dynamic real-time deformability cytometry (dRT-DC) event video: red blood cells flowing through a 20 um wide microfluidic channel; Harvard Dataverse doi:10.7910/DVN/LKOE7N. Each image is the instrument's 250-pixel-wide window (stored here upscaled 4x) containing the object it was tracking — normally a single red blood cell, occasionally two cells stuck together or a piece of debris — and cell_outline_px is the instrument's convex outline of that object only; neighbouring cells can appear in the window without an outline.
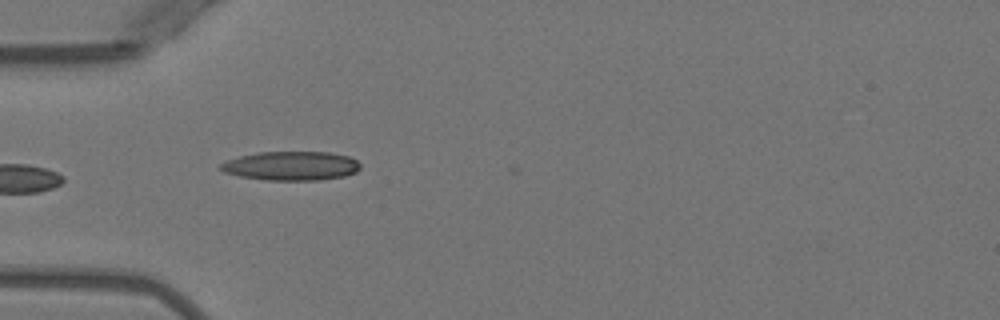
{"species": "Egyptian fruit bat (a non-hibernating species)", "species_latin": "Rousettus aegyptiacus", "temperature_condition": "warm", "stored_images_in_passage": 6, "camera_frame_rate_fps": 3000, "um_per_image_px": 0.085, "animal": {"sex": "female"}, "frame": {"image": 1, "passage_image": 4, "time_ms": 3.333, "image_size_px": [1000, 320], "cell_outline_px": [[360, 168], [356, 172], [344, 176], [320, 180], [268, 180], [240, 176], [224, 172], [220, 168], [220, 164], [228, 160], [240, 156], [260, 152], [328, 152], [348, 156], [356, 160], [360, 164]], "centroid_in_image_um": [24.77, 14.1], "position_along_channel_um": 60.2, "area_um2": 23.47}}
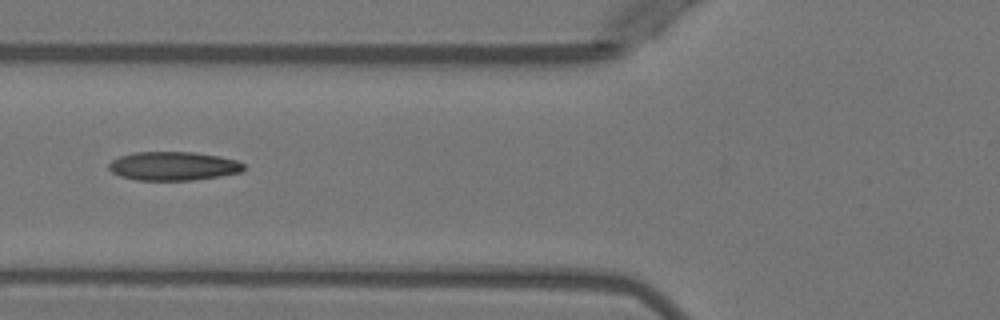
{"frame": {"image": 2, "passage_image": 5, "time_ms": 4.667, "image_size_px": [1000, 320], "cell_outline_px": [[244, 172], [220, 176], [192, 180], [136, 180], [120, 176], [112, 172], [108, 168], [108, 164], [112, 160], [120, 156], [132, 152], [192, 152], [220, 156], [236, 160], [244, 164]], "centroid_in_image_um": [14.73, 14.11], "position_along_channel_um": 111.1, "area_um2": 22.72}}
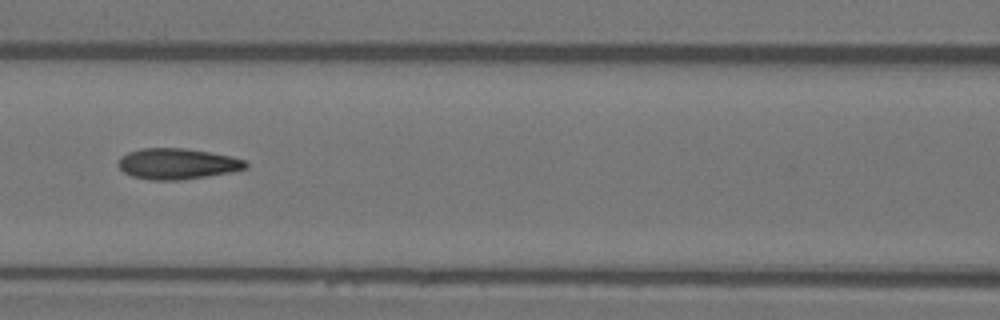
{"frame": {"image": 3, "passage_image": 6, "time_ms": 5.667, "image_size_px": [1000, 320], "cell_outline_px": [[248, 168], [232, 172], [180, 180], [152, 180], [132, 176], [124, 172], [116, 164], [120, 156], [128, 152], [140, 148], [184, 148], [208, 152], [228, 156], [244, 160], [248, 164]], "centroid_in_image_um": [15.03, 13.92], "position_along_channel_um": 151.6, "area_um2": 22.89}}